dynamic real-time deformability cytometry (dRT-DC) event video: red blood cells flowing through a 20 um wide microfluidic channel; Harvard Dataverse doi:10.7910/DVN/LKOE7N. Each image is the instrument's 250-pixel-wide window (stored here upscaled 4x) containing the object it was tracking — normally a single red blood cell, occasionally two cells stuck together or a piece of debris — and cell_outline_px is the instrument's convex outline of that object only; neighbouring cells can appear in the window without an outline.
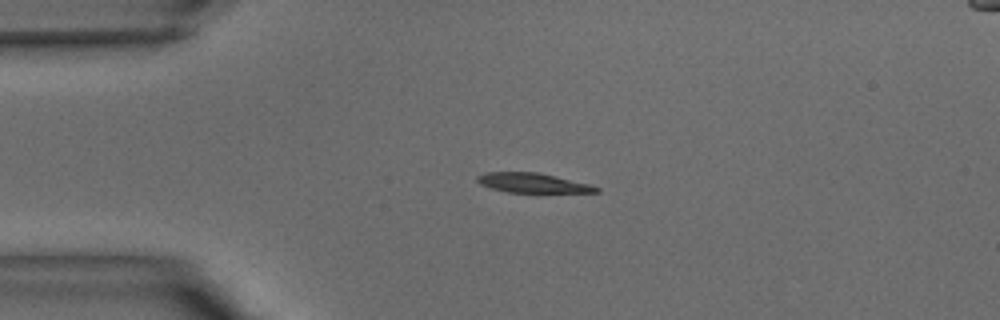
{"species": "common noctule bat (a hibernating species)", "species_latin": "Nyctalus noctula", "temperature_condition": "warm", "stored_images_in_passage": 31, "camera_frame_rate_fps": 3000, "um_per_image_px": 0.085, "animal": {"sex": "male", "body_mass_g": 15.6}, "frame": {"image": 1, "passage_image": 1, "time_ms": 0.0, "image_size_px": [1000, 320], "cell_outline_px": [[600, 192], [508, 192], [492, 188], [480, 184], [476, 180], [476, 176], [484, 172], [536, 172], [592, 184], [600, 188]], "centroid_in_image_um": [45.28, 15.54], "position_along_channel_um": 39.7, "area_um2": 13.53}}
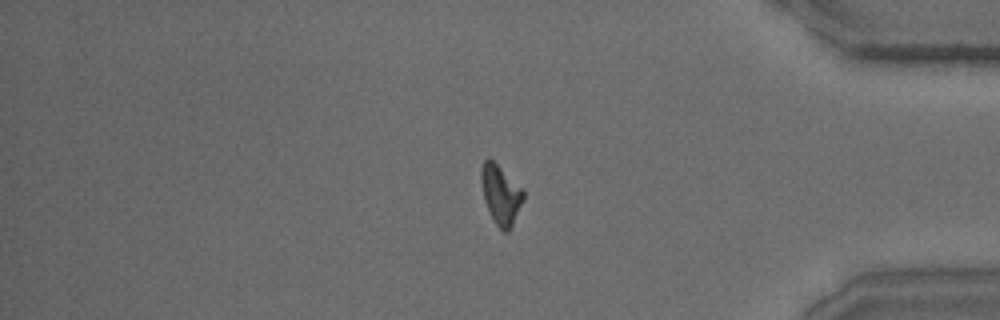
{"frame": {"image": 2, "passage_image": 25, "time_ms": 8.0, "image_size_px": [1000, 320], "cell_outline_px": [[524, 200], [508, 232], [504, 232], [496, 224], [484, 200], [480, 180], [480, 168], [484, 160], [488, 156], [524, 192]], "centroid_in_image_um": [42.53, 16.53], "position_along_channel_um": 392.7, "area_um2": 14.16}}
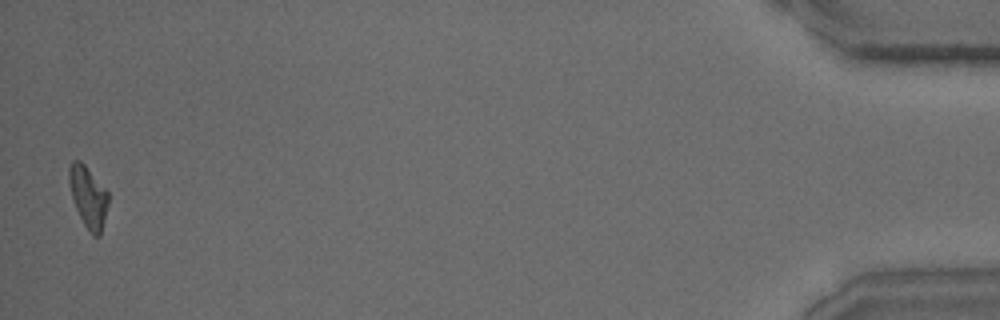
{"frame": {"image": 3, "passage_image": 31, "time_ms": 10.0, "image_size_px": [1000, 320], "cell_outline_px": [[108, 204], [100, 236], [92, 236], [84, 224], [76, 208], [68, 184], [68, 168], [72, 160], [80, 160], [84, 164], [108, 192]], "centroid_in_image_um": [7.48, 16.72], "position_along_channel_um": 427.7, "area_um2": 13.93}}